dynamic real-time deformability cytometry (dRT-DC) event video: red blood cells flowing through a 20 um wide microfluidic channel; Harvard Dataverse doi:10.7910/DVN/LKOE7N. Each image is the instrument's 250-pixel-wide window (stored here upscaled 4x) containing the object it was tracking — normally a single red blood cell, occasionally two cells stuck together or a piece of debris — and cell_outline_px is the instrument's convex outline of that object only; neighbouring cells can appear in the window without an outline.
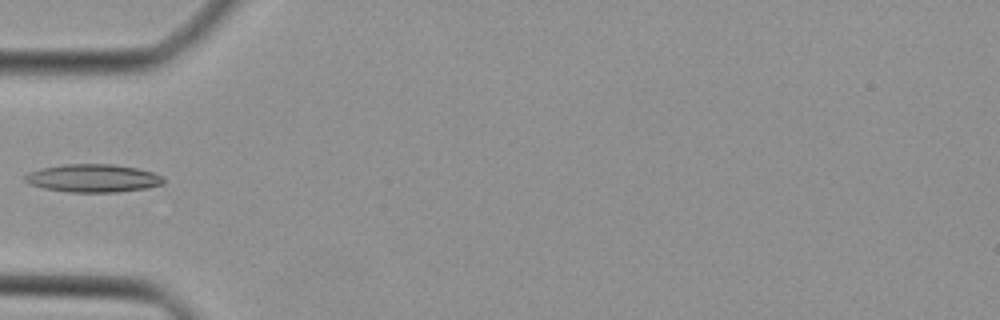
{"species": "Egyptian fruit bat (a non-hibernating species)", "species_latin": "Rousettus aegyptiacus", "temperature_condition": "cold", "stored_images_in_passage": 30, "camera_frame_rate_fps": 3000, "um_per_image_px": 0.085, "animal": {"sex": "female"}, "frame": {"image": 1, "passage_image": 1, "time_ms": 0.0, "image_size_px": [1000, 320], "cell_outline_px": [[164, 184], [148, 188], [116, 192], [68, 192], [44, 188], [28, 184], [24, 180], [24, 176], [28, 172], [40, 168], [64, 164], [112, 164], [136, 168], [152, 172], [160, 176], [164, 180]], "centroid_in_image_um": [7.87, 15.15], "position_along_channel_um": 77.1, "area_um2": 22.66}}
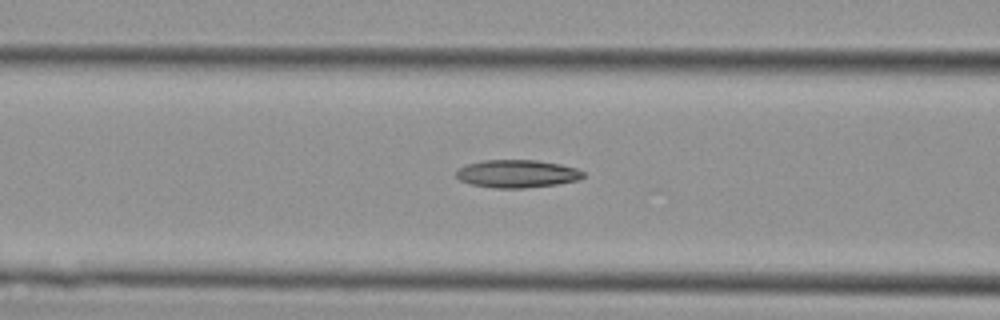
{"frame": {"image": 2, "passage_image": 4, "time_ms": 1.0, "image_size_px": [1000, 320], "cell_outline_px": [[584, 176], [580, 180], [556, 184], [524, 188], [492, 188], [472, 184], [460, 180], [456, 176], [456, 168], [468, 164], [484, 160], [536, 160], [560, 164], [576, 168], [584, 172]], "centroid_in_image_um": [43.95, 14.77], "position_along_channel_um": 122.7, "area_um2": 20.63}}
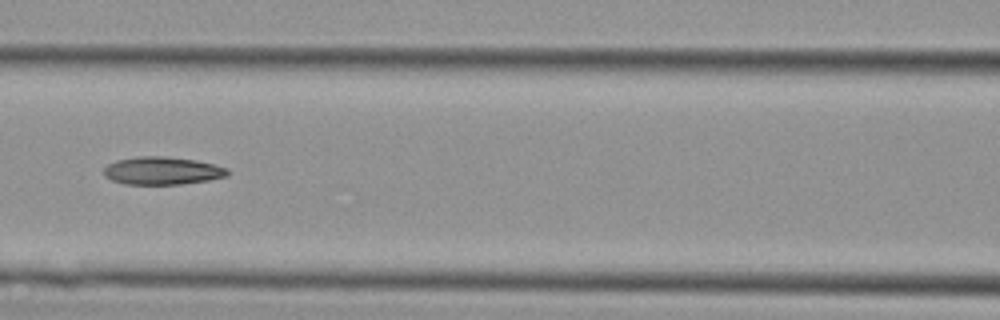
{"frame": {"image": 3, "passage_image": 6, "time_ms": 1.667, "image_size_px": [1000, 320], "cell_outline_px": [[228, 176], [208, 180], [180, 184], [124, 184], [112, 180], [104, 176], [104, 168], [108, 164], [116, 160], [136, 156], [160, 156], [196, 160], [216, 164], [228, 168]], "centroid_in_image_um": [13.79, 14.51], "position_along_channel_um": 152.8, "area_um2": 20.11}}